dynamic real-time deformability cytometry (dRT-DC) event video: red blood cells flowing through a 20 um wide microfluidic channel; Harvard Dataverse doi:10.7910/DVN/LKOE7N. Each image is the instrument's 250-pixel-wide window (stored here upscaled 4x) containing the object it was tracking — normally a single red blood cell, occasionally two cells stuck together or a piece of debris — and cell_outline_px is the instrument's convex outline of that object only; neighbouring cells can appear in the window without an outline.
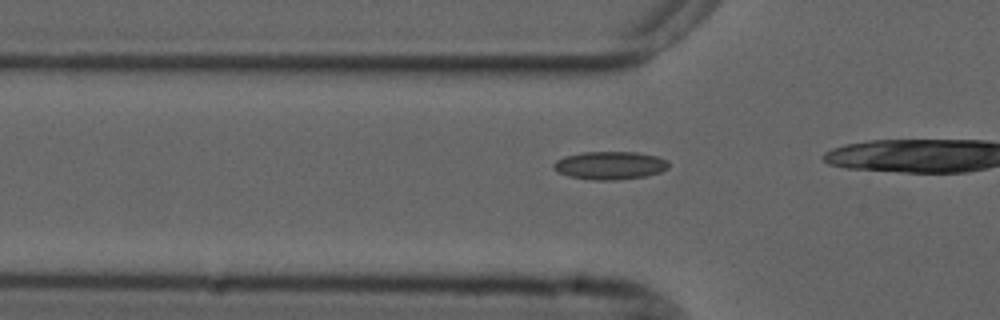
{"species": "common noctule bat (a hibernating species)", "species_latin": "Nyctalus noctula", "temperature_condition": "cold", "stored_images_in_passage": 17, "camera_frame_rate_fps": 3000, "um_per_image_px": 0.085, "animal": {"sex": "male", "forearm_length_mm": 52.5}, "frame": {"image": 1, "passage_image": 14, "time_ms": 4.333, "image_size_px": [1000, 320], "cell_outline_px": [[668, 168], [660, 172], [644, 176], [616, 180], [592, 180], [568, 176], [552, 168], [552, 164], [556, 160], [564, 156], [584, 152], [636, 152], [656, 156], [668, 160]], "centroid_in_image_um": [51.83, 14.06], "position_along_channel_um": 74.0, "area_um2": 18.79}}